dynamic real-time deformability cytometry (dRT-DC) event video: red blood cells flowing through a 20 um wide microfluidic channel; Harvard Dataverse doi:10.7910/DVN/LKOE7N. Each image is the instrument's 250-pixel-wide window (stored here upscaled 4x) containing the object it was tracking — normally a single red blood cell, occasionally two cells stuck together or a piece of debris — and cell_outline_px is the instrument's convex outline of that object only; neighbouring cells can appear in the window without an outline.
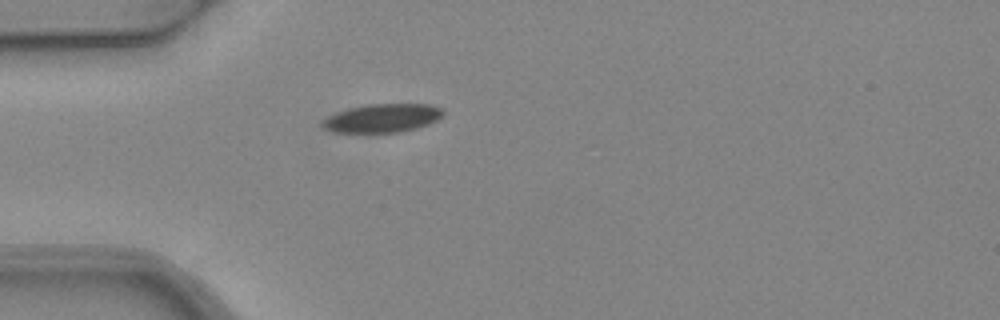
{"species": "common noctule bat (a hibernating species)", "species_latin": "Nyctalus noctula", "temperature_condition": "warm", "stored_images_in_passage": 1, "camera_frame_rate_fps": 3000, "um_per_image_px": 0.085, "animal": {"sex": "female", "body_mass_g": 24.6, "forearm_length_mm": 56.2}, "frame": {"image": 1, "passage_image": 1, "time_ms": 0.0, "image_size_px": [1000, 320], "cell_outline_px": [[444, 112], [436, 120], [428, 124], [416, 128], [400, 132], [332, 132], [324, 128], [320, 124], [328, 116], [352, 108], [368, 104], [428, 104], [444, 108]], "centroid_in_image_um": [32.53, 10.04], "position_along_channel_um": 52.5, "area_um2": 19.77}}